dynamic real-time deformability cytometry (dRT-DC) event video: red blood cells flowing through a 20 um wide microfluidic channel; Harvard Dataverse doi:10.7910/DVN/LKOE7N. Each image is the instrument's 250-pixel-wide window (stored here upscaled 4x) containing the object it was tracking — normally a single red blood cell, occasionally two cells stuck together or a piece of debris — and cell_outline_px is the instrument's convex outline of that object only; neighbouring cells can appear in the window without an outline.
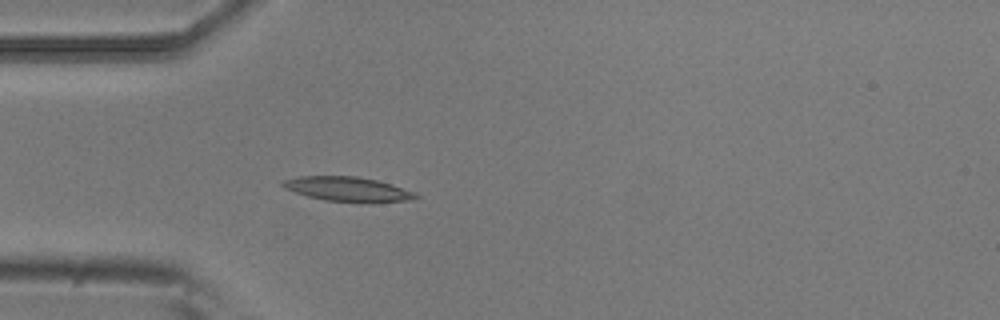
{"species": "common noctule bat (a hibernating species)", "species_latin": "Nyctalus noctula", "temperature_condition": "room temperature", "stored_images_in_passage": 4, "camera_frame_rate_fps": 3000, "um_per_image_px": 0.085, "animal": {"sex": "male", "body_mass_g": 20.5, "forearm_length_mm": 52.5}, "frame": {"image": 1, "passage_image": 4, "time_ms": 1.0, "image_size_px": [1000, 320], "cell_outline_px": [[420, 196], [408, 200], [324, 200], [308, 196], [284, 188], [280, 184], [280, 180], [300, 176], [356, 176], [376, 180], [392, 184], [416, 192]], "centroid_in_image_um": [29.47, 16.02], "position_along_channel_um": 55.5, "area_um2": 18.21}}